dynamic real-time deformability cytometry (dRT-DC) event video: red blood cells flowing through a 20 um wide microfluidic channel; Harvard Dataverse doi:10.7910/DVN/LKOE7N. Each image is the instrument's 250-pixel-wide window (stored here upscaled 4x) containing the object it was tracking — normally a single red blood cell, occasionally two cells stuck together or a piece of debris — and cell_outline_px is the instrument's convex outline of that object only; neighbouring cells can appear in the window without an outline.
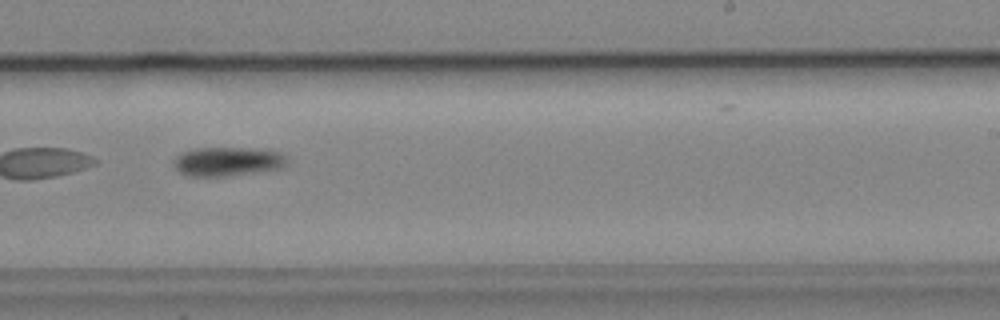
{"species": "common noctule bat (a hibernating species)", "species_latin": "Nyctalus noctula", "temperature_condition": "cold", "stored_images_in_passage": 27, "camera_frame_rate_fps": 3000, "um_per_image_px": 0.085, "animal": {"sex": "male", "body_mass_g": 19.2, "forearm_length_mm": 51.8}, "frame": {"image": 1, "passage_image": 16, "time_ms": 5.0, "image_size_px": [1000, 320], "cell_outline_px": [[288, 164], [280, 168], [256, 172], [224, 176], [188, 176], [180, 172], [176, 168], [176, 156], [180, 152], [196, 148], [248, 148], [280, 152], [288, 160]], "centroid_in_image_um": [19.35, 13.72], "position_along_channel_um": 269.6, "area_um2": 18.96}}